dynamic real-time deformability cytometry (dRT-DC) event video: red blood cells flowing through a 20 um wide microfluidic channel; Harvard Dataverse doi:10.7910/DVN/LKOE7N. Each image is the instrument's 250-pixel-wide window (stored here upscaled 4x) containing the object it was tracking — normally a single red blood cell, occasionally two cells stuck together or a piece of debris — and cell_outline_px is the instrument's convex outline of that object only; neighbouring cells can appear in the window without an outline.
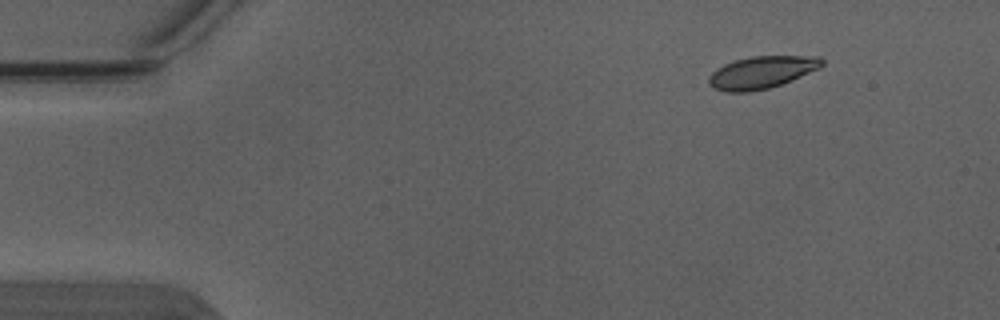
{"species": "Egyptian fruit bat (a non-hibernating species)", "species_latin": "Rousettus aegyptiacus", "temperature_condition": "warm", "stored_images_in_passage": 5, "camera_frame_rate_fps": 3000, "um_per_image_px": 0.085, "animal": {"sex": "male"}, "frame": {"image": 1, "passage_image": 1, "time_ms": 0.0, "image_size_px": [1000, 320], "cell_outline_px": [[824, 64], [820, 68], [792, 80], [768, 88], [748, 92], [728, 92], [712, 88], [708, 84], [708, 76], [716, 68], [724, 64], [736, 60], [752, 56], [820, 56], [824, 60]], "centroid_in_image_um": [64.73, 6.15], "position_along_channel_um": 20.3, "area_um2": 21.39}}
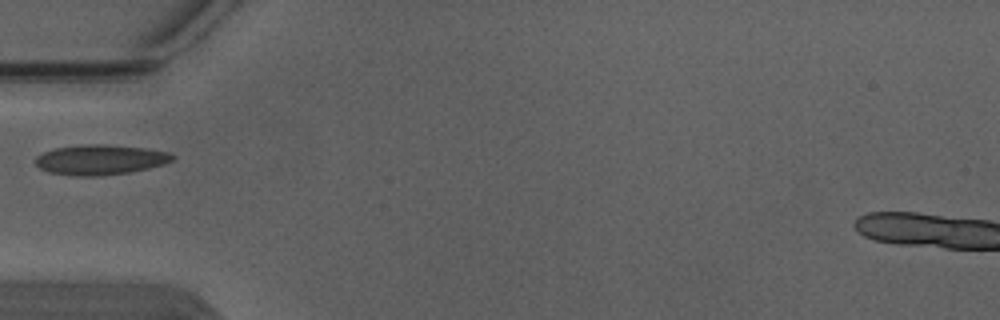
{"frame": {"image": 2, "passage_image": 4, "time_ms": 1.0, "image_size_px": [1000, 320], "cell_outline_px": [[176, 156], [172, 160], [164, 164], [148, 168], [128, 172], [96, 176], [80, 176], [48, 172], [40, 168], [36, 164], [36, 156], [44, 152], [56, 148], [84, 144], [104, 144], [148, 148], [172, 152]], "centroid_in_image_um": [8.57, 13.56], "position_along_channel_um": 76.4, "area_um2": 23.99}}
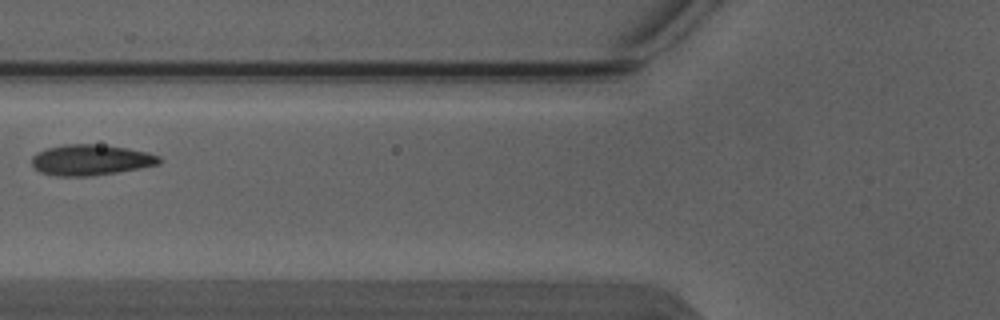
{"frame": {"image": 3, "passage_image": 5, "time_ms": 1.333, "image_size_px": [1000, 320], "cell_outline_px": [[164, 160], [160, 164], [140, 168], [92, 176], [60, 176], [40, 172], [32, 164], [32, 156], [36, 152], [48, 148], [64, 144], [96, 144], [124, 148], [148, 152], [160, 156]], "centroid_in_image_um": [7.74, 13.59], "position_along_channel_um": 118.1, "area_um2": 22.77}}